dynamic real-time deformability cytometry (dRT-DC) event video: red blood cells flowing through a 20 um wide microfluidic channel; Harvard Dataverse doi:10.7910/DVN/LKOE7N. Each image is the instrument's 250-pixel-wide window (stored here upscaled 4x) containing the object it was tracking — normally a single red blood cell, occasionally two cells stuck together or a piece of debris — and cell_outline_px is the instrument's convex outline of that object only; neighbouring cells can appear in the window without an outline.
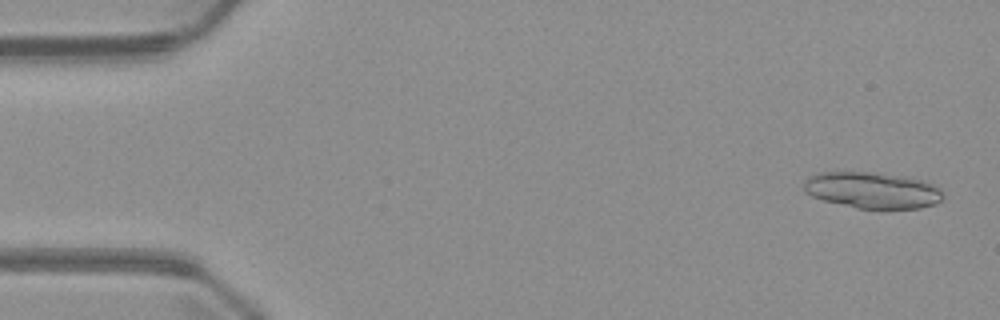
{"species": "common noctule bat (a hibernating species)", "species_latin": "Nyctalus noctula", "temperature_condition": "warm", "stored_images_in_passage": 4, "camera_frame_rate_fps": 3000, "um_per_image_px": 0.085, "animal": {"sex": "male", "body_mass_g": 23.1, "forearm_length_mm": 52.7}, "frame": {"image": 1, "passage_image": 1, "time_ms": 0.0, "image_size_px": [1000, 320], "cell_outline_px": [[944, 196], [936, 204], [920, 208], [884, 212], [856, 208], [824, 200], [812, 196], [804, 192], [804, 180], [808, 176], [816, 172], [876, 172], [904, 176], [924, 180], [940, 188]], "centroid_in_image_um": [74.18, 16.2], "position_along_channel_um": 10.8, "area_um2": 30.52}}